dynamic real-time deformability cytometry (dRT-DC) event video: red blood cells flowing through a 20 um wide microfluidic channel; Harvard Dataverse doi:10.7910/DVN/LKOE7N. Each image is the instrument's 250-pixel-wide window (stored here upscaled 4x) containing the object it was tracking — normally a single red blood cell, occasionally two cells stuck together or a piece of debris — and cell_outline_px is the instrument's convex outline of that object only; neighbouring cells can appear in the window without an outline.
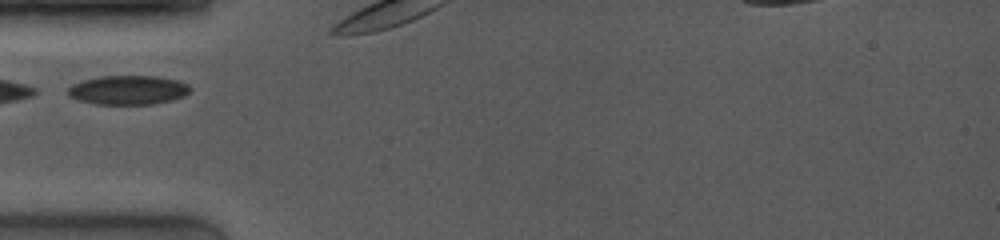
{"species": "common noctule bat (a hibernating species)", "species_latin": "Nyctalus noctula", "temperature_condition": "room temperature", "stored_images_in_passage": 9, "camera_frame_rate_fps": 4000, "um_per_image_px": 0.085, "animal": {"sex": "female", "body_mass_g": 19.0, "forearm_length_mm": 53.3}, "frame": {"image": 1, "passage_image": 1, "time_ms": 0.0, "image_size_px": [1000, 240], "cell_outline_px": [[188, 92], [184, 96], [172, 100], [152, 104], [96, 104], [76, 100], [68, 96], [68, 88], [72, 84], [84, 80], [100, 76], [156, 76], [176, 80], [188, 84]], "centroid_in_image_um": [10.84, 7.65], "position_along_channel_um": 74.2, "area_um2": 20.69}}